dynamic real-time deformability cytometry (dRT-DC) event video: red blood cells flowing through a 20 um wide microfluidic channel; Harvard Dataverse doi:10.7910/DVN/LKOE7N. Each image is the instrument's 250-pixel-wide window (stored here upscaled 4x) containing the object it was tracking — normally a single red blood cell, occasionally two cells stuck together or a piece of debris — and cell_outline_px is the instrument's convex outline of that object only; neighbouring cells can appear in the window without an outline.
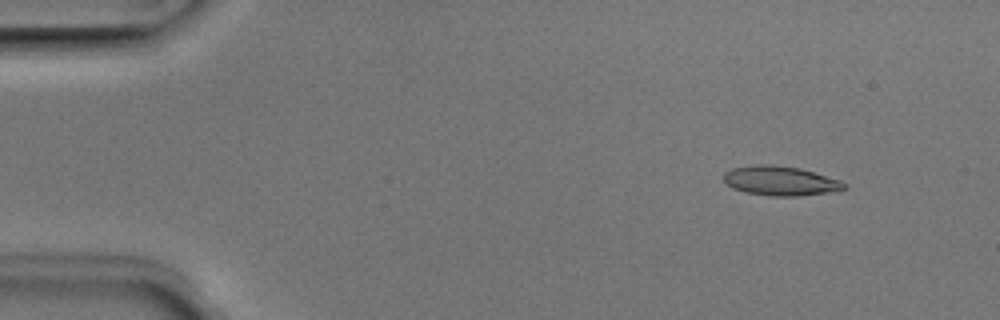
{"species": "Egyptian fruit bat (a non-hibernating species)", "species_latin": "Rousettus aegyptiacus", "temperature_condition": "room temperature", "stored_images_in_passage": 6, "camera_frame_rate_fps": 3000, "um_per_image_px": 0.085, "animal": {"sex": "male"}, "frame": {"image": 1, "passage_image": 1, "time_ms": 0.0, "image_size_px": [1000, 320], "cell_outline_px": [[848, 184], [844, 188], [824, 192], [796, 196], [768, 196], [744, 192], [732, 188], [724, 180], [724, 172], [732, 168], [756, 164], [772, 164], [800, 168], [840, 180]], "centroid_in_image_um": [66.27, 15.36], "position_along_channel_um": 18.7, "area_um2": 20.52}}
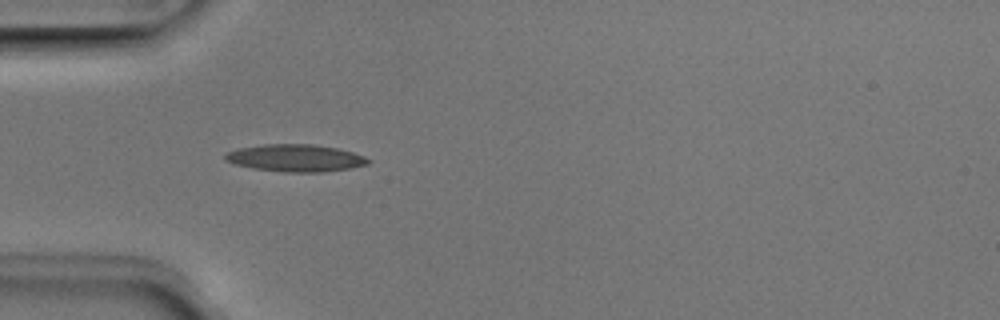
{"frame": {"image": 2, "passage_image": 4, "time_ms": 1.0, "image_size_px": [1000, 320], "cell_outline_px": [[372, 160], [368, 164], [348, 168], [320, 172], [284, 172], [252, 168], [236, 164], [224, 160], [224, 156], [228, 152], [240, 148], [264, 144], [312, 144], [336, 148], [352, 152], [364, 156]], "centroid_in_image_um": [25.12, 13.43], "position_along_channel_um": 59.9, "area_um2": 22.48}}
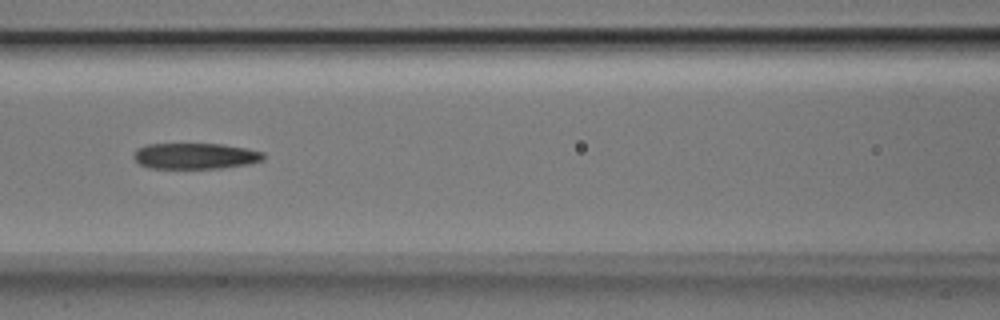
{"frame": {"image": 3, "passage_image": 6, "time_ms": 1.667, "image_size_px": [1000, 320], "cell_outline_px": [[264, 160], [248, 164], [220, 168], [148, 168], [140, 164], [132, 156], [132, 152], [136, 148], [148, 144], [224, 144], [264, 152]], "centroid_in_image_um": [16.56, 13.26], "position_along_channel_um": 150.0, "area_um2": 19.71}}